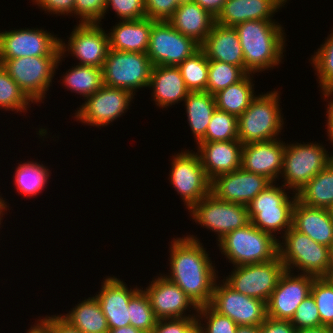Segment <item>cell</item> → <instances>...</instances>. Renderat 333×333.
I'll return each instance as SVG.
<instances>
[{"label":"cell","mask_w":333,"mask_h":333,"mask_svg":"<svg viewBox=\"0 0 333 333\" xmlns=\"http://www.w3.org/2000/svg\"><path fill=\"white\" fill-rule=\"evenodd\" d=\"M170 273L165 277L178 285L197 307L210 305L217 272L206 248L197 237L187 235L171 241Z\"/></svg>","instance_id":"6da1fadb"},{"label":"cell","mask_w":333,"mask_h":333,"mask_svg":"<svg viewBox=\"0 0 333 333\" xmlns=\"http://www.w3.org/2000/svg\"><path fill=\"white\" fill-rule=\"evenodd\" d=\"M234 267L224 281L235 291L266 303L286 270L279 256L271 261Z\"/></svg>","instance_id":"30bf717a"},{"label":"cell","mask_w":333,"mask_h":333,"mask_svg":"<svg viewBox=\"0 0 333 333\" xmlns=\"http://www.w3.org/2000/svg\"><path fill=\"white\" fill-rule=\"evenodd\" d=\"M283 235L282 243L278 240V256L286 270L292 272L297 267L300 274L316 278L327 276L332 265L330 247L318 244L293 227Z\"/></svg>","instance_id":"3957f363"},{"label":"cell","mask_w":333,"mask_h":333,"mask_svg":"<svg viewBox=\"0 0 333 333\" xmlns=\"http://www.w3.org/2000/svg\"><path fill=\"white\" fill-rule=\"evenodd\" d=\"M332 161L333 152L328 154V151L321 144H305L304 142L303 144H285L281 172V176L284 178L283 185L286 190L291 189L296 194Z\"/></svg>","instance_id":"52a82bcc"},{"label":"cell","mask_w":333,"mask_h":333,"mask_svg":"<svg viewBox=\"0 0 333 333\" xmlns=\"http://www.w3.org/2000/svg\"><path fill=\"white\" fill-rule=\"evenodd\" d=\"M275 235L256 228L251 222L235 229L218 241L222 254L234 266L271 261L278 256Z\"/></svg>","instance_id":"277c9868"},{"label":"cell","mask_w":333,"mask_h":333,"mask_svg":"<svg viewBox=\"0 0 333 333\" xmlns=\"http://www.w3.org/2000/svg\"><path fill=\"white\" fill-rule=\"evenodd\" d=\"M135 95L125 89L103 85L86 98L75 118L84 124L104 127L125 113Z\"/></svg>","instance_id":"9a60e30c"},{"label":"cell","mask_w":333,"mask_h":333,"mask_svg":"<svg viewBox=\"0 0 333 333\" xmlns=\"http://www.w3.org/2000/svg\"><path fill=\"white\" fill-rule=\"evenodd\" d=\"M186 0H145L146 17L155 21H167Z\"/></svg>","instance_id":"7dc6e473"},{"label":"cell","mask_w":333,"mask_h":333,"mask_svg":"<svg viewBox=\"0 0 333 333\" xmlns=\"http://www.w3.org/2000/svg\"><path fill=\"white\" fill-rule=\"evenodd\" d=\"M38 321L33 327L31 326L27 333H52L50 325L44 319L40 318Z\"/></svg>","instance_id":"11a10c76"},{"label":"cell","mask_w":333,"mask_h":333,"mask_svg":"<svg viewBox=\"0 0 333 333\" xmlns=\"http://www.w3.org/2000/svg\"><path fill=\"white\" fill-rule=\"evenodd\" d=\"M331 218L333 219V204L328 208Z\"/></svg>","instance_id":"be15d7a7"},{"label":"cell","mask_w":333,"mask_h":333,"mask_svg":"<svg viewBox=\"0 0 333 333\" xmlns=\"http://www.w3.org/2000/svg\"><path fill=\"white\" fill-rule=\"evenodd\" d=\"M152 25L153 20L147 17L119 21L108 33L109 49L147 53Z\"/></svg>","instance_id":"f1b7e54d"},{"label":"cell","mask_w":333,"mask_h":333,"mask_svg":"<svg viewBox=\"0 0 333 333\" xmlns=\"http://www.w3.org/2000/svg\"><path fill=\"white\" fill-rule=\"evenodd\" d=\"M198 155L210 180L241 168L243 144L239 140L198 143Z\"/></svg>","instance_id":"603a6c76"},{"label":"cell","mask_w":333,"mask_h":333,"mask_svg":"<svg viewBox=\"0 0 333 333\" xmlns=\"http://www.w3.org/2000/svg\"><path fill=\"white\" fill-rule=\"evenodd\" d=\"M152 67L147 53L109 49L102 67L103 84L134 95L136 90L149 87Z\"/></svg>","instance_id":"9c48e42d"},{"label":"cell","mask_w":333,"mask_h":333,"mask_svg":"<svg viewBox=\"0 0 333 333\" xmlns=\"http://www.w3.org/2000/svg\"><path fill=\"white\" fill-rule=\"evenodd\" d=\"M246 75L247 73L241 67L217 60H209L208 84L205 92L214 95L229 85L239 82Z\"/></svg>","instance_id":"8d00e7d4"},{"label":"cell","mask_w":333,"mask_h":333,"mask_svg":"<svg viewBox=\"0 0 333 333\" xmlns=\"http://www.w3.org/2000/svg\"><path fill=\"white\" fill-rule=\"evenodd\" d=\"M107 333H141V331L132 325H128L117 329H109Z\"/></svg>","instance_id":"680465c9"},{"label":"cell","mask_w":333,"mask_h":333,"mask_svg":"<svg viewBox=\"0 0 333 333\" xmlns=\"http://www.w3.org/2000/svg\"><path fill=\"white\" fill-rule=\"evenodd\" d=\"M7 207L8 206H7L6 202H5V200H3V198L0 196V225H1V220H2L1 217H3V215H4L3 213L5 211H7V209H6Z\"/></svg>","instance_id":"94428289"},{"label":"cell","mask_w":333,"mask_h":333,"mask_svg":"<svg viewBox=\"0 0 333 333\" xmlns=\"http://www.w3.org/2000/svg\"><path fill=\"white\" fill-rule=\"evenodd\" d=\"M293 274L285 270L280 277L277 287L266 303L268 317L291 320L297 307L310 294L316 277L300 273Z\"/></svg>","instance_id":"ac0fdd59"},{"label":"cell","mask_w":333,"mask_h":333,"mask_svg":"<svg viewBox=\"0 0 333 333\" xmlns=\"http://www.w3.org/2000/svg\"><path fill=\"white\" fill-rule=\"evenodd\" d=\"M260 333H297L290 320L274 319L266 316L260 325Z\"/></svg>","instance_id":"f907efd6"},{"label":"cell","mask_w":333,"mask_h":333,"mask_svg":"<svg viewBox=\"0 0 333 333\" xmlns=\"http://www.w3.org/2000/svg\"><path fill=\"white\" fill-rule=\"evenodd\" d=\"M61 58V55L29 56L0 59V63L31 102L39 103L46 97Z\"/></svg>","instance_id":"ba28073f"},{"label":"cell","mask_w":333,"mask_h":333,"mask_svg":"<svg viewBox=\"0 0 333 333\" xmlns=\"http://www.w3.org/2000/svg\"><path fill=\"white\" fill-rule=\"evenodd\" d=\"M326 278L333 284V261H332L330 271L327 274Z\"/></svg>","instance_id":"6125c7cd"},{"label":"cell","mask_w":333,"mask_h":333,"mask_svg":"<svg viewBox=\"0 0 333 333\" xmlns=\"http://www.w3.org/2000/svg\"><path fill=\"white\" fill-rule=\"evenodd\" d=\"M30 101L0 63V109L25 112Z\"/></svg>","instance_id":"ab89813d"},{"label":"cell","mask_w":333,"mask_h":333,"mask_svg":"<svg viewBox=\"0 0 333 333\" xmlns=\"http://www.w3.org/2000/svg\"><path fill=\"white\" fill-rule=\"evenodd\" d=\"M167 21L178 32L201 45L216 23V18L193 0H186Z\"/></svg>","instance_id":"4316f807"},{"label":"cell","mask_w":333,"mask_h":333,"mask_svg":"<svg viewBox=\"0 0 333 333\" xmlns=\"http://www.w3.org/2000/svg\"><path fill=\"white\" fill-rule=\"evenodd\" d=\"M151 87L154 101L162 108L184 101L190 93L177 66H153L149 83Z\"/></svg>","instance_id":"83f0119b"},{"label":"cell","mask_w":333,"mask_h":333,"mask_svg":"<svg viewBox=\"0 0 333 333\" xmlns=\"http://www.w3.org/2000/svg\"><path fill=\"white\" fill-rule=\"evenodd\" d=\"M199 49L198 43L178 32L168 21L153 20L147 51L153 66H178Z\"/></svg>","instance_id":"8fae6325"},{"label":"cell","mask_w":333,"mask_h":333,"mask_svg":"<svg viewBox=\"0 0 333 333\" xmlns=\"http://www.w3.org/2000/svg\"><path fill=\"white\" fill-rule=\"evenodd\" d=\"M178 333H202L200 322L196 320L186 331H178Z\"/></svg>","instance_id":"91938a15"},{"label":"cell","mask_w":333,"mask_h":333,"mask_svg":"<svg viewBox=\"0 0 333 333\" xmlns=\"http://www.w3.org/2000/svg\"><path fill=\"white\" fill-rule=\"evenodd\" d=\"M71 325L82 333H107L109 331L107 319L96 297H89L67 314L61 315Z\"/></svg>","instance_id":"4dcf8cb0"},{"label":"cell","mask_w":333,"mask_h":333,"mask_svg":"<svg viewBox=\"0 0 333 333\" xmlns=\"http://www.w3.org/2000/svg\"><path fill=\"white\" fill-rule=\"evenodd\" d=\"M297 333H332L331 328L328 326H321V327H312L306 329H299Z\"/></svg>","instance_id":"6f0895ef"},{"label":"cell","mask_w":333,"mask_h":333,"mask_svg":"<svg viewBox=\"0 0 333 333\" xmlns=\"http://www.w3.org/2000/svg\"><path fill=\"white\" fill-rule=\"evenodd\" d=\"M101 290L95 295L102 312L107 319L109 329L130 325L128 304L139 287L128 289L127 285L116 277H107Z\"/></svg>","instance_id":"7402d4cb"},{"label":"cell","mask_w":333,"mask_h":333,"mask_svg":"<svg viewBox=\"0 0 333 333\" xmlns=\"http://www.w3.org/2000/svg\"><path fill=\"white\" fill-rule=\"evenodd\" d=\"M290 322L294 325L296 330L323 326L321 324L318 307L311 294L300 303Z\"/></svg>","instance_id":"ee69618b"},{"label":"cell","mask_w":333,"mask_h":333,"mask_svg":"<svg viewBox=\"0 0 333 333\" xmlns=\"http://www.w3.org/2000/svg\"><path fill=\"white\" fill-rule=\"evenodd\" d=\"M196 320L197 317L160 319L157 321L152 333H178V331H186Z\"/></svg>","instance_id":"c3c4849f"},{"label":"cell","mask_w":333,"mask_h":333,"mask_svg":"<svg viewBox=\"0 0 333 333\" xmlns=\"http://www.w3.org/2000/svg\"><path fill=\"white\" fill-rule=\"evenodd\" d=\"M62 83L71 92L86 98L98 91L103 84L102 68L86 65L72 66L62 78Z\"/></svg>","instance_id":"836d02e7"},{"label":"cell","mask_w":333,"mask_h":333,"mask_svg":"<svg viewBox=\"0 0 333 333\" xmlns=\"http://www.w3.org/2000/svg\"><path fill=\"white\" fill-rule=\"evenodd\" d=\"M184 103L189 126L198 144L205 137L212 114L217 108L214 95L209 92H190Z\"/></svg>","instance_id":"f546056e"},{"label":"cell","mask_w":333,"mask_h":333,"mask_svg":"<svg viewBox=\"0 0 333 333\" xmlns=\"http://www.w3.org/2000/svg\"><path fill=\"white\" fill-rule=\"evenodd\" d=\"M130 325L141 332L152 333L158 319L151 307L149 297L143 290L139 289L128 304Z\"/></svg>","instance_id":"74e56055"},{"label":"cell","mask_w":333,"mask_h":333,"mask_svg":"<svg viewBox=\"0 0 333 333\" xmlns=\"http://www.w3.org/2000/svg\"><path fill=\"white\" fill-rule=\"evenodd\" d=\"M107 0H75L74 15L79 23H100L104 19Z\"/></svg>","instance_id":"bcb514c9"},{"label":"cell","mask_w":333,"mask_h":333,"mask_svg":"<svg viewBox=\"0 0 333 333\" xmlns=\"http://www.w3.org/2000/svg\"><path fill=\"white\" fill-rule=\"evenodd\" d=\"M197 320L200 322L202 333H235L237 324L229 317L219 314L210 305L198 307ZM204 317V318H203ZM199 318V319H198ZM205 320L206 325L200 319ZM204 325V326H203Z\"/></svg>","instance_id":"7bdbcfd3"},{"label":"cell","mask_w":333,"mask_h":333,"mask_svg":"<svg viewBox=\"0 0 333 333\" xmlns=\"http://www.w3.org/2000/svg\"><path fill=\"white\" fill-rule=\"evenodd\" d=\"M150 283L144 291L158 320L197 317L194 313L185 314L188 308L197 312L198 307L178 285L164 275L157 276Z\"/></svg>","instance_id":"ffe728a7"},{"label":"cell","mask_w":333,"mask_h":333,"mask_svg":"<svg viewBox=\"0 0 333 333\" xmlns=\"http://www.w3.org/2000/svg\"><path fill=\"white\" fill-rule=\"evenodd\" d=\"M192 219L214 231L219 241L226 234L250 223L248 207L222 201L212 193L202 198L189 210Z\"/></svg>","instance_id":"7c38bea8"},{"label":"cell","mask_w":333,"mask_h":333,"mask_svg":"<svg viewBox=\"0 0 333 333\" xmlns=\"http://www.w3.org/2000/svg\"><path fill=\"white\" fill-rule=\"evenodd\" d=\"M33 2L51 14H59V16L74 14L75 0H33Z\"/></svg>","instance_id":"681fc988"},{"label":"cell","mask_w":333,"mask_h":333,"mask_svg":"<svg viewBox=\"0 0 333 333\" xmlns=\"http://www.w3.org/2000/svg\"><path fill=\"white\" fill-rule=\"evenodd\" d=\"M60 55V39L44 29L0 31V59Z\"/></svg>","instance_id":"5bb4252c"},{"label":"cell","mask_w":333,"mask_h":333,"mask_svg":"<svg viewBox=\"0 0 333 333\" xmlns=\"http://www.w3.org/2000/svg\"><path fill=\"white\" fill-rule=\"evenodd\" d=\"M190 92H205L208 84L209 60L199 49L177 66Z\"/></svg>","instance_id":"d590c367"},{"label":"cell","mask_w":333,"mask_h":333,"mask_svg":"<svg viewBox=\"0 0 333 333\" xmlns=\"http://www.w3.org/2000/svg\"><path fill=\"white\" fill-rule=\"evenodd\" d=\"M284 153L285 142L279 139L244 144L241 168L276 183V179H281Z\"/></svg>","instance_id":"44dd1931"},{"label":"cell","mask_w":333,"mask_h":333,"mask_svg":"<svg viewBox=\"0 0 333 333\" xmlns=\"http://www.w3.org/2000/svg\"><path fill=\"white\" fill-rule=\"evenodd\" d=\"M331 259H332V261H333V245H332V247H331Z\"/></svg>","instance_id":"e7e4bbea"},{"label":"cell","mask_w":333,"mask_h":333,"mask_svg":"<svg viewBox=\"0 0 333 333\" xmlns=\"http://www.w3.org/2000/svg\"><path fill=\"white\" fill-rule=\"evenodd\" d=\"M271 183L265 176L239 168L211 180V193L222 201L248 206Z\"/></svg>","instance_id":"d6986e66"},{"label":"cell","mask_w":333,"mask_h":333,"mask_svg":"<svg viewBox=\"0 0 333 333\" xmlns=\"http://www.w3.org/2000/svg\"><path fill=\"white\" fill-rule=\"evenodd\" d=\"M296 196L304 205L328 209L333 204V161L299 190Z\"/></svg>","instance_id":"1f68e13d"},{"label":"cell","mask_w":333,"mask_h":333,"mask_svg":"<svg viewBox=\"0 0 333 333\" xmlns=\"http://www.w3.org/2000/svg\"><path fill=\"white\" fill-rule=\"evenodd\" d=\"M222 282H215L210 306L238 326L261 325L267 316L266 302L241 294Z\"/></svg>","instance_id":"2e32d148"},{"label":"cell","mask_w":333,"mask_h":333,"mask_svg":"<svg viewBox=\"0 0 333 333\" xmlns=\"http://www.w3.org/2000/svg\"><path fill=\"white\" fill-rule=\"evenodd\" d=\"M272 182L247 206L250 222L258 229L276 235L285 234L292 227V211L297 200L295 193L287 196L284 185L277 187ZM291 198V199H290ZM290 199V200H289ZM274 232V234H273Z\"/></svg>","instance_id":"8992f818"},{"label":"cell","mask_w":333,"mask_h":333,"mask_svg":"<svg viewBox=\"0 0 333 333\" xmlns=\"http://www.w3.org/2000/svg\"><path fill=\"white\" fill-rule=\"evenodd\" d=\"M328 37L311 58L322 93L333 90V32Z\"/></svg>","instance_id":"60d3db41"},{"label":"cell","mask_w":333,"mask_h":333,"mask_svg":"<svg viewBox=\"0 0 333 333\" xmlns=\"http://www.w3.org/2000/svg\"><path fill=\"white\" fill-rule=\"evenodd\" d=\"M110 6L121 21L146 18L145 0H107L105 13Z\"/></svg>","instance_id":"f6af8a7d"},{"label":"cell","mask_w":333,"mask_h":333,"mask_svg":"<svg viewBox=\"0 0 333 333\" xmlns=\"http://www.w3.org/2000/svg\"><path fill=\"white\" fill-rule=\"evenodd\" d=\"M292 227L318 244L332 247L333 219L325 208L309 207L296 200L292 211Z\"/></svg>","instance_id":"d4e9b609"},{"label":"cell","mask_w":333,"mask_h":333,"mask_svg":"<svg viewBox=\"0 0 333 333\" xmlns=\"http://www.w3.org/2000/svg\"><path fill=\"white\" fill-rule=\"evenodd\" d=\"M310 294L318 307L321 324L333 326V284L326 278H315Z\"/></svg>","instance_id":"b9f144b4"},{"label":"cell","mask_w":333,"mask_h":333,"mask_svg":"<svg viewBox=\"0 0 333 333\" xmlns=\"http://www.w3.org/2000/svg\"><path fill=\"white\" fill-rule=\"evenodd\" d=\"M238 140V117L216 108L199 143Z\"/></svg>","instance_id":"f35d334b"},{"label":"cell","mask_w":333,"mask_h":333,"mask_svg":"<svg viewBox=\"0 0 333 333\" xmlns=\"http://www.w3.org/2000/svg\"><path fill=\"white\" fill-rule=\"evenodd\" d=\"M240 39L247 74L262 72L280 64L283 59L285 33L272 20H250L234 26Z\"/></svg>","instance_id":"7a4b0ae2"},{"label":"cell","mask_w":333,"mask_h":333,"mask_svg":"<svg viewBox=\"0 0 333 333\" xmlns=\"http://www.w3.org/2000/svg\"><path fill=\"white\" fill-rule=\"evenodd\" d=\"M200 5L204 10L209 12L213 17L217 18L221 13L224 4L227 0H193Z\"/></svg>","instance_id":"f5cc1de1"},{"label":"cell","mask_w":333,"mask_h":333,"mask_svg":"<svg viewBox=\"0 0 333 333\" xmlns=\"http://www.w3.org/2000/svg\"><path fill=\"white\" fill-rule=\"evenodd\" d=\"M78 24L70 34L68 45L60 39L61 56L71 51L70 54L80 61L78 65L102 68L109 50L108 34L99 23Z\"/></svg>","instance_id":"e0dca14e"},{"label":"cell","mask_w":333,"mask_h":333,"mask_svg":"<svg viewBox=\"0 0 333 333\" xmlns=\"http://www.w3.org/2000/svg\"><path fill=\"white\" fill-rule=\"evenodd\" d=\"M278 91L256 96L238 117V140L244 145L278 139L283 128Z\"/></svg>","instance_id":"5b68a950"},{"label":"cell","mask_w":333,"mask_h":333,"mask_svg":"<svg viewBox=\"0 0 333 333\" xmlns=\"http://www.w3.org/2000/svg\"><path fill=\"white\" fill-rule=\"evenodd\" d=\"M252 78L249 73L239 82L214 94L217 109L239 117L256 97Z\"/></svg>","instance_id":"d6a6232c"},{"label":"cell","mask_w":333,"mask_h":333,"mask_svg":"<svg viewBox=\"0 0 333 333\" xmlns=\"http://www.w3.org/2000/svg\"><path fill=\"white\" fill-rule=\"evenodd\" d=\"M14 173L17 191L27 197L38 195L46 187L50 174L46 166L36 161L19 164Z\"/></svg>","instance_id":"e575fe53"},{"label":"cell","mask_w":333,"mask_h":333,"mask_svg":"<svg viewBox=\"0 0 333 333\" xmlns=\"http://www.w3.org/2000/svg\"><path fill=\"white\" fill-rule=\"evenodd\" d=\"M235 333H260V325H240Z\"/></svg>","instance_id":"9f6ffc18"},{"label":"cell","mask_w":333,"mask_h":333,"mask_svg":"<svg viewBox=\"0 0 333 333\" xmlns=\"http://www.w3.org/2000/svg\"><path fill=\"white\" fill-rule=\"evenodd\" d=\"M200 49L208 60H217L241 67L245 71L244 55L236 29L218 23L213 25Z\"/></svg>","instance_id":"cb8c5ba5"},{"label":"cell","mask_w":333,"mask_h":333,"mask_svg":"<svg viewBox=\"0 0 333 333\" xmlns=\"http://www.w3.org/2000/svg\"><path fill=\"white\" fill-rule=\"evenodd\" d=\"M287 0H227L216 23L234 27L250 20H273Z\"/></svg>","instance_id":"484cf974"},{"label":"cell","mask_w":333,"mask_h":333,"mask_svg":"<svg viewBox=\"0 0 333 333\" xmlns=\"http://www.w3.org/2000/svg\"><path fill=\"white\" fill-rule=\"evenodd\" d=\"M326 98L329 96H333V90L327 91L322 93ZM332 100V101H331ZM330 102H328L327 105V111H326V116H327V134H328V140L332 142L333 145V99H331Z\"/></svg>","instance_id":"db71d44e"},{"label":"cell","mask_w":333,"mask_h":333,"mask_svg":"<svg viewBox=\"0 0 333 333\" xmlns=\"http://www.w3.org/2000/svg\"><path fill=\"white\" fill-rule=\"evenodd\" d=\"M43 319L50 325L52 333H82L61 315L45 316Z\"/></svg>","instance_id":"816d5d0a"},{"label":"cell","mask_w":333,"mask_h":333,"mask_svg":"<svg viewBox=\"0 0 333 333\" xmlns=\"http://www.w3.org/2000/svg\"><path fill=\"white\" fill-rule=\"evenodd\" d=\"M172 157L170 183L190 210L211 193V180L206 175L197 152L186 150Z\"/></svg>","instance_id":"4fadbf2b"}]
</instances>
